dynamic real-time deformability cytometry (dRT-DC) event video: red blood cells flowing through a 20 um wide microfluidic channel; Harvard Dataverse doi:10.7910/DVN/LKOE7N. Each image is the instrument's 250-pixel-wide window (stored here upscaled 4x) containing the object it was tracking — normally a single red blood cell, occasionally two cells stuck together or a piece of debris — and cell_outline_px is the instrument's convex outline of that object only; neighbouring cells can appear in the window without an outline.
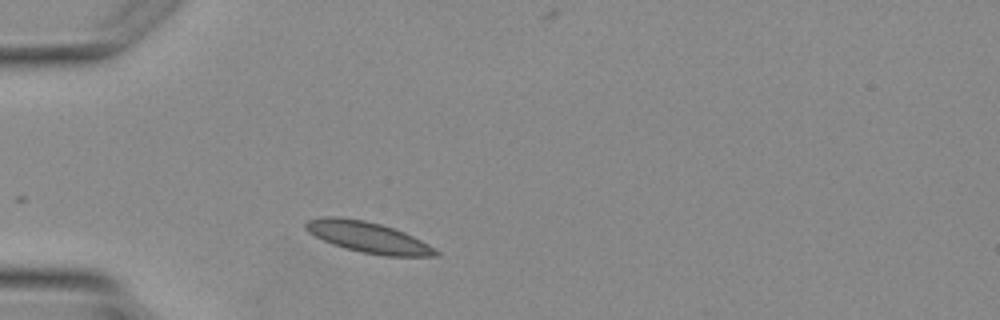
{"species": "Egyptian fruit bat (a non-hibernating species)", "species_latin": "Rousettus aegyptiacus", "temperature_condition": "warm", "stored_images_in_passage": 1, "camera_frame_rate_fps": 3000, "um_per_image_px": 0.085, "animal": {"sex": "female"}, "frame": {"image": 1, "passage_image": 1, "time_ms": 0.0, "image_size_px": [1000, 320], "cell_outline_px": [[440, 256], [384, 256], [360, 252], [344, 248], [332, 244], [308, 232], [304, 228], [304, 224], [308, 220], [324, 216], [336, 216], [364, 220], [380, 224], [404, 232], [436, 248], [440, 252]], "centroid_in_image_um": [31.29, 20.17], "position_along_channel_um": 53.7, "area_um2": 23.41}}